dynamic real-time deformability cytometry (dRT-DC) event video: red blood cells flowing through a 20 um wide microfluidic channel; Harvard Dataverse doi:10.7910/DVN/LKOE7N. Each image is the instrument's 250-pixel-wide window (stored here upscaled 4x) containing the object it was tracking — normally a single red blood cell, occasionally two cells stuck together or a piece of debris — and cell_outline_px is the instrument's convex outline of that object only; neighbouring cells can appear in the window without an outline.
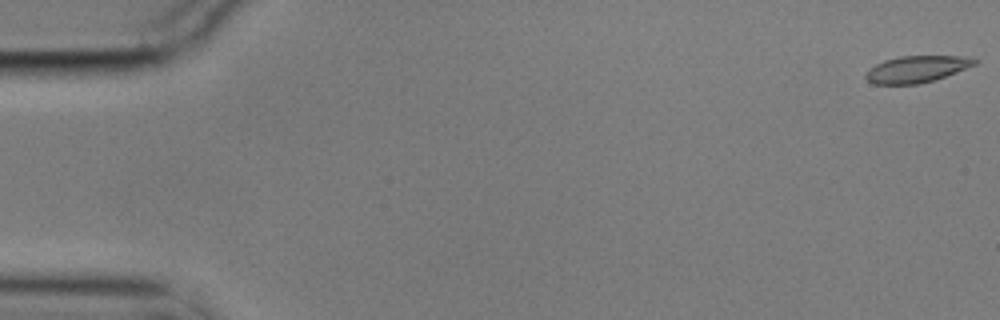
{"species": "common noctule bat (a hibernating species)", "species_latin": "Nyctalus noctula", "temperature_condition": "cold", "stored_images_in_passage": 57, "camera_frame_rate_fps": 3000, "um_per_image_px": 0.085, "animal": {"sex": "male", "body_mass_g": 17.9}, "frame": {"image": 1, "passage_image": 1, "time_ms": 0.0, "image_size_px": [1000, 320], "cell_outline_px": [[980, 60], [976, 64], [956, 72], [920, 84], [872, 84], [864, 76], [868, 68], [884, 60], [900, 56], [960, 56]], "centroid_in_image_um": [77.87, 5.87], "position_along_channel_um": 7.1, "area_um2": 16.82}}
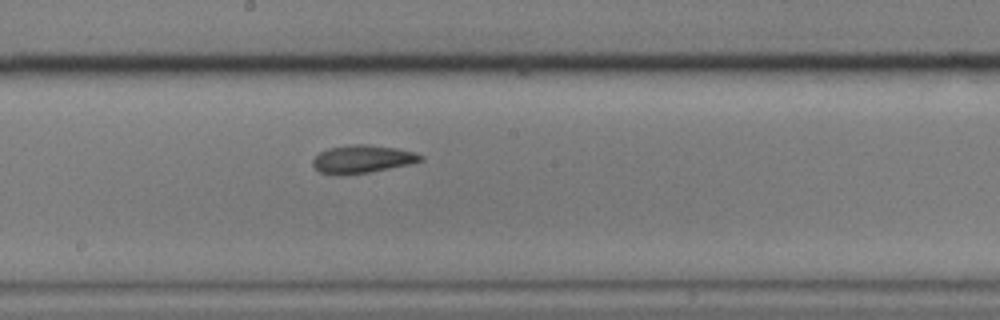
{"frame": {"image": 2, "passage_image": 31, "time_ms": 10.0, "image_size_px": [1000, 320], "cell_outline_px": [[424, 160], [408, 164], [368, 172], [336, 176], [320, 172], [312, 164], [312, 160], [320, 152], [328, 148], [352, 144], [368, 144], [396, 148], [412, 152], [424, 156]], "centroid_in_image_um": [30.76, 13.52], "position_along_channel_um": 217.4, "area_um2": 17.46}}
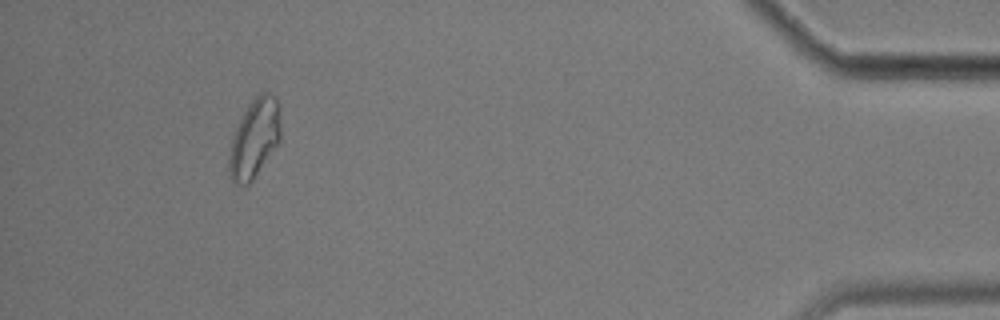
{"frame": {"image": 3, "passage_image": 53, "time_ms": 17.333, "image_size_px": [1000, 320], "cell_outline_px": [[280, 140], [252, 180], [248, 184], [236, 184], [228, 176], [228, 160], [232, 136], [248, 104], [260, 92], [268, 92], [276, 96], [280, 104]], "centroid_in_image_um": [21.63, 11.73], "position_along_channel_um": 413.6, "area_um2": 23.7}, "authors_computed_cell_mechanics": {"area_um2": 17.8024, "velocity_mm_per_s": 3.5141, "shape_relaxation_time_tau1_ms": 7.0076, "shape_relaxation_time_tau2_ms": 2.6305, "deformation_change_tau1": 0.1504, "deformation_change_tau2": 0.0706}}